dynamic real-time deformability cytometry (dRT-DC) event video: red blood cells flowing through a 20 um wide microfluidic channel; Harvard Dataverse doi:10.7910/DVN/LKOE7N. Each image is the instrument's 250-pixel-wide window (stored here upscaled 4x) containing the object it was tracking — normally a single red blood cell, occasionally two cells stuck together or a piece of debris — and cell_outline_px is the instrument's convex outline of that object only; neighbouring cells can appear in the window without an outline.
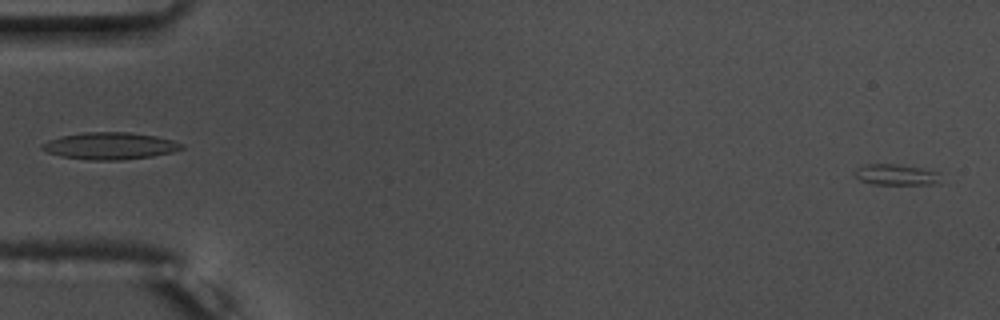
{"species": "common noctule bat (a hibernating species)", "species_latin": "Nyctalus noctula", "temperature_condition": "warm", "stored_images_in_passage": 7, "camera_frame_rate_fps": 3000, "um_per_image_px": 0.085, "animal": {"sex": "male", "body_mass_g": 17.5, "forearm_length_mm": 52.3}, "frame": {"image": 1, "passage_image": 2, "time_ms": 0.333, "image_size_px": [1000, 320], "cell_outline_px": [[940, 184], [872, 184], [860, 180], [856, 176], [856, 168], [864, 164], [896, 164], [920, 168], [940, 172]], "centroid_in_image_um": [76.2, 14.85], "position_along_channel_um": 8.8, "area_um2": 10.46}}